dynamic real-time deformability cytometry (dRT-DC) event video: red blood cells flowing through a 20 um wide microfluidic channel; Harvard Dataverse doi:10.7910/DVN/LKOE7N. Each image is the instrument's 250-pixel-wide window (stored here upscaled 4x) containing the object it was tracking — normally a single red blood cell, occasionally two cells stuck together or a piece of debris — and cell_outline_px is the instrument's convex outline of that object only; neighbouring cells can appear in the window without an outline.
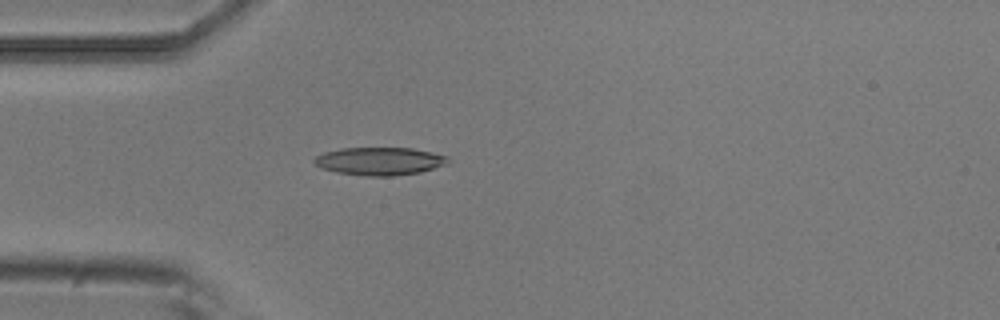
{"species": "common noctule bat (a hibernating species)", "species_latin": "Nyctalus noctula", "temperature_condition": "room temperature", "stored_images_in_passage": 3, "camera_frame_rate_fps": 3000, "um_per_image_px": 0.085, "animal": {"sex": "male", "body_mass_g": 20.5, "forearm_length_mm": 52.5}, "frame": {"image": 1, "passage_image": 3, "time_ms": 0.667, "image_size_px": [1000, 320], "cell_outline_px": [[448, 164], [420, 172], [392, 176], [364, 176], [336, 172], [324, 168], [316, 164], [312, 160], [316, 156], [324, 152], [340, 148], [412, 148], [432, 152], [448, 156]], "centroid_in_image_um": [32.28, 13.7], "position_along_channel_um": 52.7, "area_um2": 21.73}}